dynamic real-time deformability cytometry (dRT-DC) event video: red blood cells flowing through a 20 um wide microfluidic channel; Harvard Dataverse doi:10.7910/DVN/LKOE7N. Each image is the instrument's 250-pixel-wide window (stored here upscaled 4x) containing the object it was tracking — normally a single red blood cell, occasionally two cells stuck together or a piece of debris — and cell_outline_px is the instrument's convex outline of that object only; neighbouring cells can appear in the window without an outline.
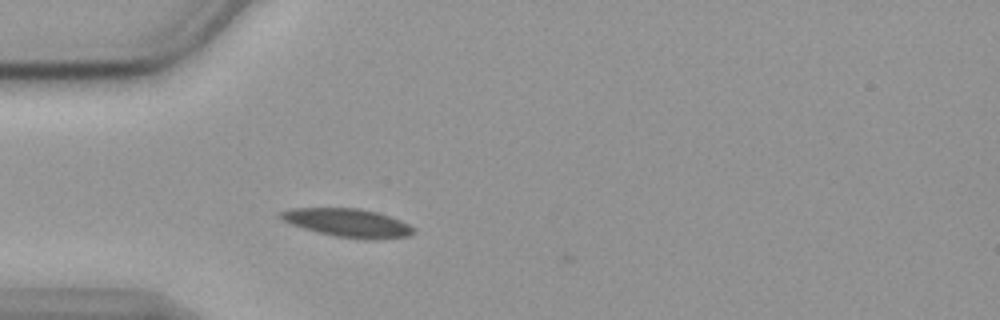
{"species": "common noctule bat (a hibernating species)", "species_latin": "Nyctalus noctula", "temperature_condition": "cold", "stored_images_in_passage": 3, "camera_frame_rate_fps": 3000, "um_per_image_px": 0.085, "animal": {"sex": "female", "body_mass_g": 19.9}, "frame": {"image": 1, "passage_image": 1, "time_ms": 0.0, "image_size_px": [1000, 320], "cell_outline_px": [[416, 232], [412, 236], [376, 240], [364, 240], [332, 236], [304, 228], [280, 220], [276, 216], [276, 212], [288, 208], [360, 208], [376, 212], [400, 220], [416, 228]], "centroid_in_image_um": [29.54, 18.95], "position_along_channel_um": 55.5, "area_um2": 22.54}}